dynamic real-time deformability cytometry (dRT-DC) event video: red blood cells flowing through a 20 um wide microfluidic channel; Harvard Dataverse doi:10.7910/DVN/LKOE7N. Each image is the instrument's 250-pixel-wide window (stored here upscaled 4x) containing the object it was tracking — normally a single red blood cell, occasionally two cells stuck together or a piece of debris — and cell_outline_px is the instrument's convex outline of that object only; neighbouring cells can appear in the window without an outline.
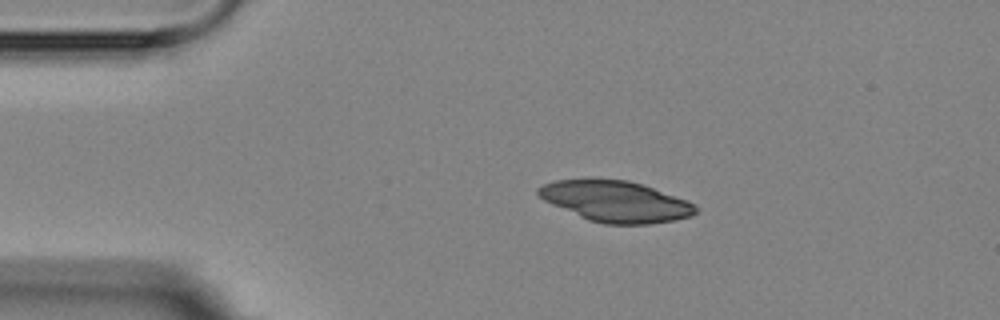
{"species": "Egyptian fruit bat (a non-hibernating species)", "species_latin": "Rousettus aegyptiacus", "temperature_condition": "room temperature", "stored_images_in_passage": 5, "camera_frame_rate_fps": 3000, "um_per_image_px": 0.085, "animal": {"sex": "female"}, "frame": {"image": 1, "passage_image": 1, "time_ms": 0.0, "image_size_px": [1000, 320], "cell_outline_px": [[696, 212], [692, 216], [676, 220], [648, 224], [604, 224], [588, 220], [552, 204], [544, 200], [536, 192], [536, 188], [544, 184], [556, 180], [628, 180], [644, 184], [688, 200], [696, 204]], "centroid_in_image_um": [52.38, 17.13], "position_along_channel_um": 32.6, "area_um2": 37.4}}